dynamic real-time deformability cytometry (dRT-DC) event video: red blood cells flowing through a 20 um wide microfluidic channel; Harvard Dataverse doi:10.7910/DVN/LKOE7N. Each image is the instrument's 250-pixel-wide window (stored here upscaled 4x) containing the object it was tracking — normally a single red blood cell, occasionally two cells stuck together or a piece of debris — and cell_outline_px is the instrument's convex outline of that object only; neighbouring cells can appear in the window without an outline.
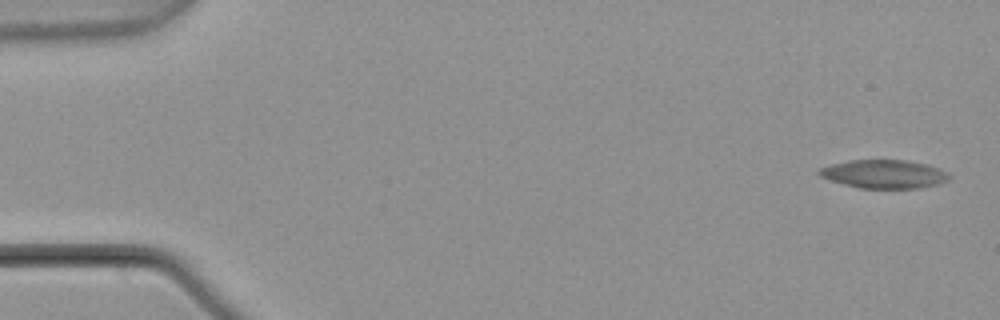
{"species": "common noctule bat (a hibernating species)", "species_latin": "Nyctalus noctula", "temperature_condition": "warm", "stored_images_in_passage": 7, "camera_frame_rate_fps": 3000, "um_per_image_px": 0.085, "animal": {"sex": "male", "body_mass_g": 21.5, "forearm_length_mm": 52.0}, "frame": {"image": 1, "passage_image": 1, "time_ms": 0.0, "image_size_px": [1000, 320], "cell_outline_px": [[952, 176], [948, 180], [940, 184], [920, 188], [860, 188], [844, 184], [820, 176], [816, 172], [820, 168], [832, 164], [848, 160], [908, 160], [928, 164], [948, 172]], "centroid_in_image_um": [75.19, 14.79], "position_along_channel_um": 9.8, "area_um2": 21.68}}
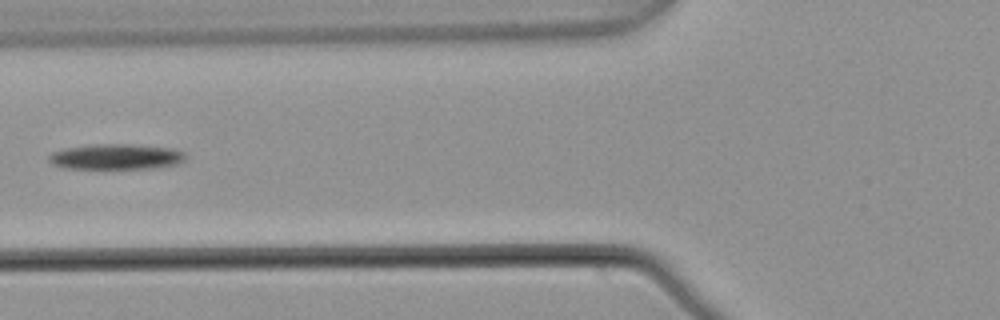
{"frame": {"image": 2, "passage_image": 5, "time_ms": 1.333, "image_size_px": [1000, 320], "cell_outline_px": [[188, 156], [180, 164], [156, 168], [64, 168], [52, 164], [48, 160], [48, 156], [52, 152], [68, 148], [92, 144], [132, 144], [176, 148], [184, 152]], "centroid_in_image_um": [9.94, 13.31], "position_along_channel_um": 115.9, "area_um2": 20.52}}
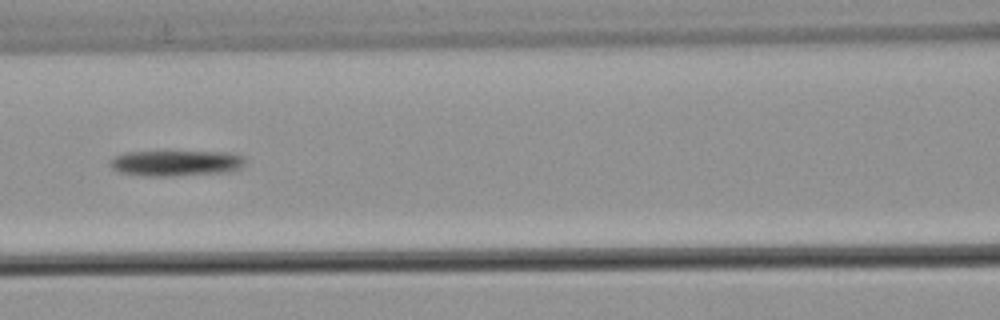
{"frame": {"image": 3, "passage_image": 6, "time_ms": 1.667, "image_size_px": [1000, 320], "cell_outline_px": [[244, 164], [240, 168], [228, 172], [168, 176], [144, 176], [120, 172], [112, 168], [108, 164], [108, 160], [112, 156], [124, 152], [232, 152], [244, 156]], "centroid_in_image_um": [14.92, 13.86], "position_along_channel_um": 151.7, "area_um2": 20.4}}